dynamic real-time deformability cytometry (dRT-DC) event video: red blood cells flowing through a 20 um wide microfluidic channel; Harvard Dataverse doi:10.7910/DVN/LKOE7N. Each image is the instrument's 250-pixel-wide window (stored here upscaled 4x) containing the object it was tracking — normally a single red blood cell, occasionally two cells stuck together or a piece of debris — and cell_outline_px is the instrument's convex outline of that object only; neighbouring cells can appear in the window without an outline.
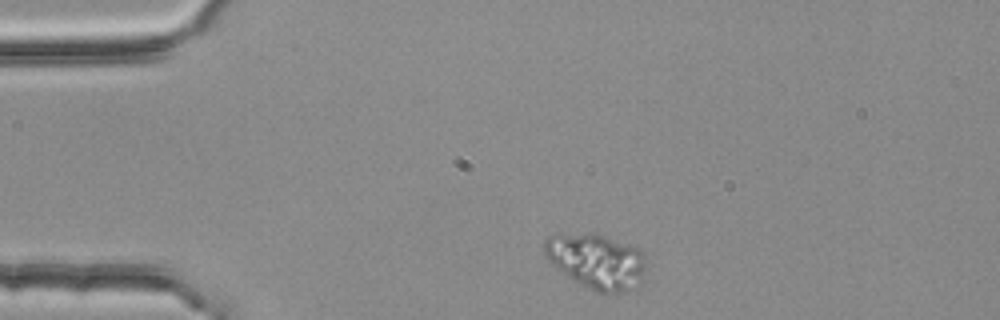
{"species": "common noctule bat (a hibernating species)", "species_latin": "Nyctalus noctula", "temperature_condition": "room temperature", "stored_images_in_passage": 2, "camera_frame_rate_fps": 3000, "um_per_image_px": 0.085, "animal": {"sex": "female", "body_mass_g": 25.1}, "frame": {"image": 1, "passage_image": 1, "time_ms": 0.0, "image_size_px": [1000, 320], "cell_outline_px": [[644, 272], [640, 288], [624, 292], [596, 292], [580, 284], [556, 268], [544, 256], [544, 240], [548, 236], [592, 232], [596, 232], [640, 248], [644, 252]], "centroid_in_image_um": [50.73, 22.2], "position_along_channel_um": 34.3, "area_um2": 33.06}}